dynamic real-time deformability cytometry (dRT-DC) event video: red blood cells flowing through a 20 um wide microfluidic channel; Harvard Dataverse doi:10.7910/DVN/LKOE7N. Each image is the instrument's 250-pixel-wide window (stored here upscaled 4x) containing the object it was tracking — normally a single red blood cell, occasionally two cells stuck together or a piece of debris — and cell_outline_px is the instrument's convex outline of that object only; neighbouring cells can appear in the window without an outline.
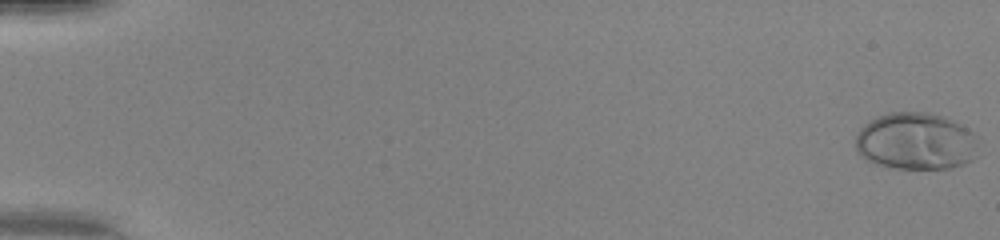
{"species": "human", "species_latin": "Homo sapiens", "temperature_condition": "warm", "stored_images_in_passage": 51, "camera_frame_rate_fps": 3000, "um_per_image_px": 0.085, "donor": {"sex": "female"}, "frame": {"image": 1, "passage_image": 1, "time_ms": 0.0, "image_size_px": [1000, 240], "cell_outline_px": [[980, 156], [964, 164], [952, 168], [896, 168], [876, 164], [868, 160], [856, 152], [856, 136], [860, 128], [864, 124], [888, 112], [928, 112], [944, 116], [956, 120], [980, 136]], "centroid_in_image_um": [77.96, 12.0], "position_along_channel_um": 7.0, "area_um2": 41.85}}
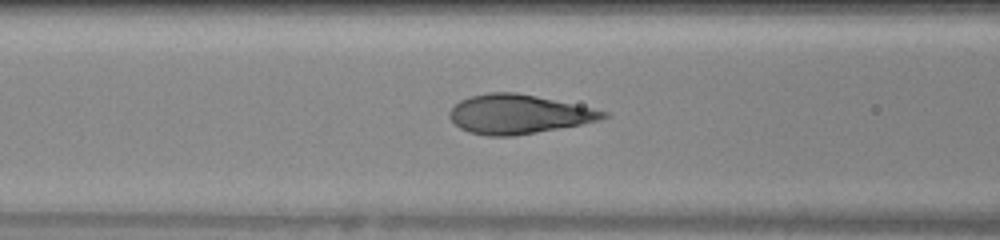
{"frame": {"image": 2, "passage_image": 23, "time_ms": 7.333, "image_size_px": [1000, 240], "cell_outline_px": [[612, 116], [580, 124], [512, 136], [488, 136], [468, 132], [460, 128], [448, 116], [448, 112], [460, 100], [468, 96], [488, 92], [516, 92], [536, 96], [592, 108], [608, 112]], "centroid_in_image_um": [44.02, 9.69], "position_along_channel_um": 122.6, "area_um2": 34.74}}
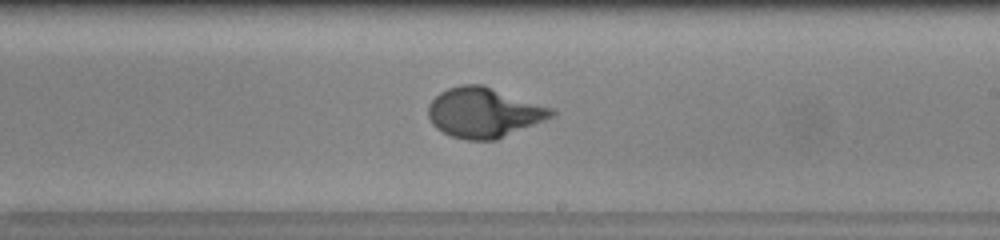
{"frame": {"image": 3, "passage_image": 32, "time_ms": 10.333, "image_size_px": [1000, 240], "cell_outline_px": [[556, 116], [496, 140], [468, 140], [452, 136], [436, 128], [432, 124], [428, 116], [428, 104], [440, 92], [448, 88], [460, 84], [484, 84], [552, 108], [556, 112]], "centroid_in_image_um": [41.14, 9.56], "position_along_channel_um": 247.9, "area_um2": 36.07}, "authors_computed_cell_mechanics": {"area_um2": 35.7204, "velocity_mm_per_s": 4.1854, "shape_relaxation_time_tau1_ms": 3.4685, "shape_relaxation_time_tau2_ms": null, "deformation_change_tau1": 0.2587, "deformation_change_tau2": null}}